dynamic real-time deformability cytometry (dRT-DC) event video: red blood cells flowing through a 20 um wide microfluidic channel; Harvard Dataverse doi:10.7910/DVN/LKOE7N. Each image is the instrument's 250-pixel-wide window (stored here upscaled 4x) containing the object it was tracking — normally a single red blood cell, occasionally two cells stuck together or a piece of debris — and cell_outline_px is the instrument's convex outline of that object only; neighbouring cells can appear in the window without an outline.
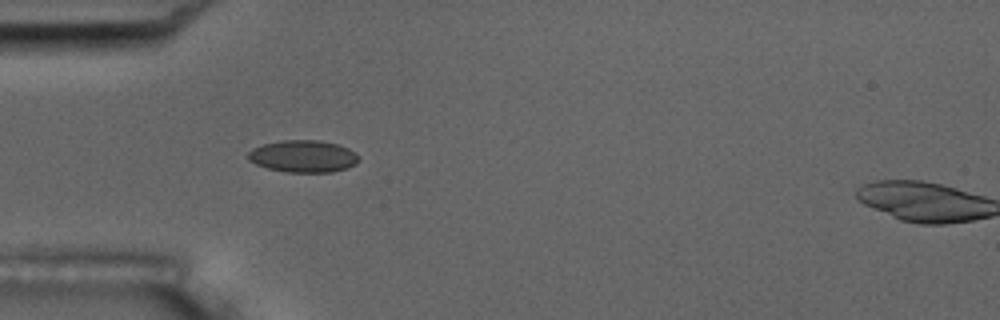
{"species": "common noctule bat (a hibernating species)", "species_latin": "Nyctalus noctula", "temperature_condition": "room temperature", "stored_images_in_passage": 6, "camera_frame_rate_fps": 3000, "um_per_image_px": 0.085, "animal": {"sex": "male", "body_mass_g": 17.5, "forearm_length_mm": 52.3}, "frame": {"image": 1, "passage_image": 5, "time_ms": 4.667, "image_size_px": [1000, 320], "cell_outline_px": [[360, 160], [356, 164], [332, 172], [288, 172], [268, 168], [256, 164], [248, 160], [248, 152], [252, 148], [264, 144], [280, 140], [320, 140], [340, 144], [356, 152], [360, 156]], "centroid_in_image_um": [25.8, 13.27], "position_along_channel_um": 59.2, "area_um2": 20.87}}